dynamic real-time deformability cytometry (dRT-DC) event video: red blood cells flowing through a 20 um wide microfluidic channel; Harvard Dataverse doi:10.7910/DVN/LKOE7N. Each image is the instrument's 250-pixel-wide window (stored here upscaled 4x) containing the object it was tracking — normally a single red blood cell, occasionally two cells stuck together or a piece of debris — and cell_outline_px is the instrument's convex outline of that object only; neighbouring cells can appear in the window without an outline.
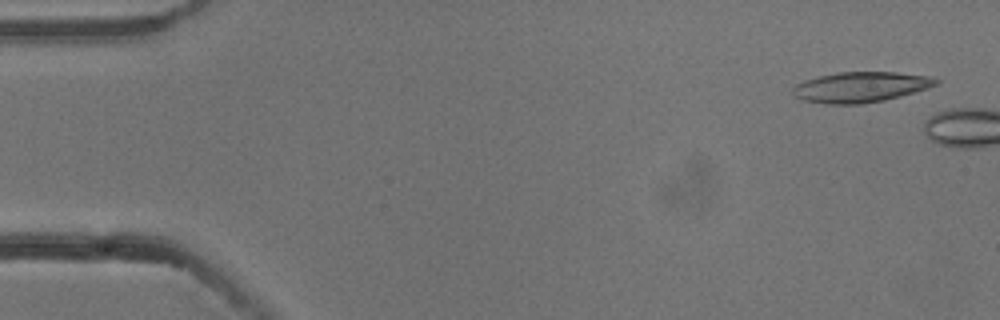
{"species": "common noctule bat (a hibernating species)", "species_latin": "Nyctalus noctula", "temperature_condition": "cold", "stored_images_in_passage": 2, "camera_frame_rate_fps": 3000, "um_per_image_px": 0.085, "animal": {"sex": "male", "body_mass_g": 13.3}, "frame": {"image": 1, "passage_image": 1, "time_ms": 0.0, "image_size_px": [1000, 320], "cell_outline_px": [[940, 80], [936, 84], [928, 88], [900, 96], [884, 100], [860, 104], [828, 104], [804, 100], [792, 96], [792, 88], [796, 84], [804, 80], [820, 76], [840, 72], [896, 72], [928, 76]], "centroid_in_image_um": [73.12, 7.4], "position_along_channel_um": 11.9, "area_um2": 25.26}}